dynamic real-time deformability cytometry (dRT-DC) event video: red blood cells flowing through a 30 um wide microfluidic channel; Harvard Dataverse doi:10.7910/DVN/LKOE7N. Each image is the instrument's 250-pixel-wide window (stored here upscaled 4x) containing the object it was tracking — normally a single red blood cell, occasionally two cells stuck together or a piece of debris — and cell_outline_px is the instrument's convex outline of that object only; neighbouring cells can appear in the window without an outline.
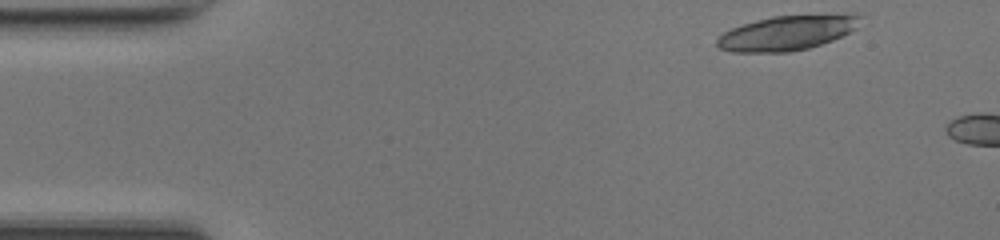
{"species": "common noctule bat (a hibernating species)", "species_latin": "Nyctalus noctula", "temperature_condition": "room temperature", "stored_images_in_passage": 4, "camera_frame_rate_fps": 3000, "um_per_image_px": 0.085, "animal": {"sex": "female", "body_mass_g": 17.0, "forearm_length_mm": 48.0}, "frame": {"image": 1, "passage_image": 1, "time_ms": 0.0, "image_size_px": [1000, 240], "cell_outline_px": [[860, 16], [856, 28], [832, 40], [808, 48], [788, 52], [732, 52], [720, 48], [716, 44], [716, 40], [724, 32], [732, 28], [756, 20], [772, 16], [856, 12]], "centroid_in_image_um": [66.93, 2.77], "position_along_channel_um": 18.1, "area_um2": 29.13}}